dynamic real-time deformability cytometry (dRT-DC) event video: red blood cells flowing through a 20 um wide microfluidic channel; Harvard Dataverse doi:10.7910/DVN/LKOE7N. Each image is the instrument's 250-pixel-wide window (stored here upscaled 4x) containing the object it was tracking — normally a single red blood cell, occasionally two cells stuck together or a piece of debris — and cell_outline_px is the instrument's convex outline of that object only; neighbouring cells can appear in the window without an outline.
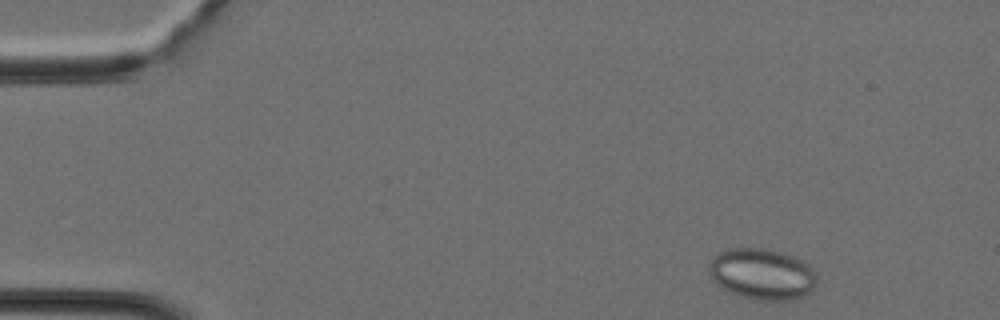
{"species": "Egyptian fruit bat (a non-hibernating species)", "species_latin": "Rousettus aegyptiacus", "temperature_condition": "cold", "stored_images_in_passage": 36, "camera_frame_rate_fps": 3000, "um_per_image_px": 0.085, "animal": {"sex": "female"}, "frame": {"image": 1, "passage_image": 1, "time_ms": 0.0, "image_size_px": [1000, 320], "cell_outline_px": [[816, 284], [804, 296], [796, 300], [760, 300], [740, 296], [728, 292], [720, 288], [712, 280], [708, 272], [708, 264], [716, 252], [724, 248], [768, 248], [804, 260], [816, 272]], "centroid_in_image_um": [64.73, 23.28], "position_along_channel_um": 20.3, "area_um2": 32.77}}
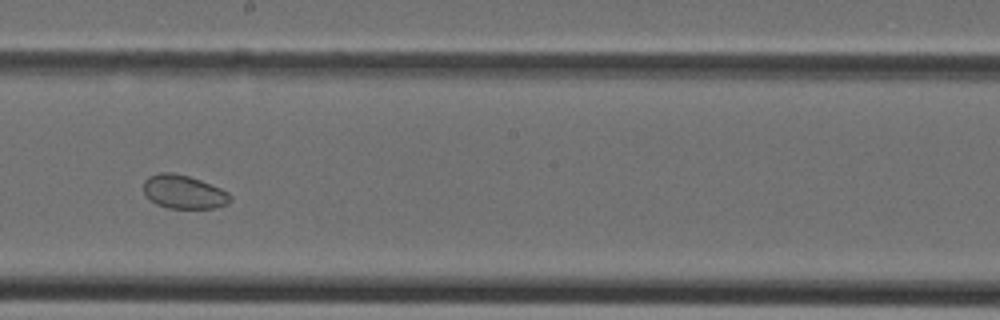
{"frame": {"image": 2, "passage_image": 19, "time_ms": 6.0, "image_size_px": [1000, 320], "cell_outline_px": [[232, 200], [228, 204], [216, 208], [168, 208], [156, 204], [144, 192], [144, 180], [148, 176], [160, 172], [172, 172], [188, 176], [200, 180], [220, 188], [228, 192], [232, 196]], "centroid_in_image_um": [15.64, 16.31], "position_along_channel_um": 232.6, "area_um2": 16.99}}
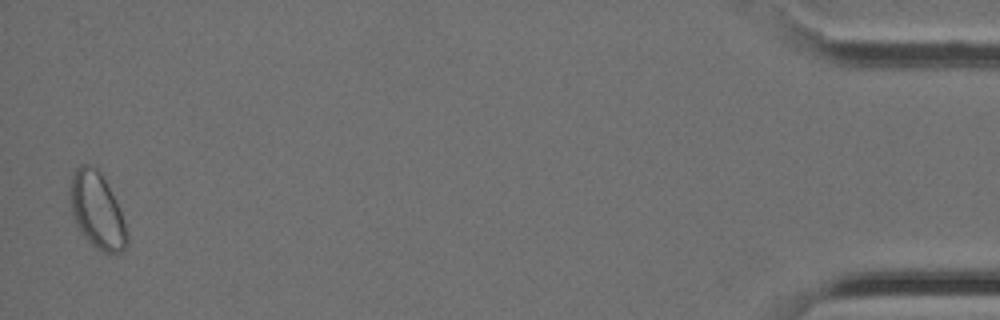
{"frame": {"image": 3, "passage_image": 36, "time_ms": 11.667, "image_size_px": [1000, 320], "cell_outline_px": [[128, 244], [120, 252], [104, 252], [92, 244], [84, 236], [76, 224], [68, 204], [68, 192], [72, 176], [76, 168], [80, 164], [88, 164], [96, 168], [100, 172], [120, 208], [124, 220], [128, 236]], "centroid_in_image_um": [8.22, 17.87], "position_along_channel_um": 427.0, "area_um2": 25.2}}